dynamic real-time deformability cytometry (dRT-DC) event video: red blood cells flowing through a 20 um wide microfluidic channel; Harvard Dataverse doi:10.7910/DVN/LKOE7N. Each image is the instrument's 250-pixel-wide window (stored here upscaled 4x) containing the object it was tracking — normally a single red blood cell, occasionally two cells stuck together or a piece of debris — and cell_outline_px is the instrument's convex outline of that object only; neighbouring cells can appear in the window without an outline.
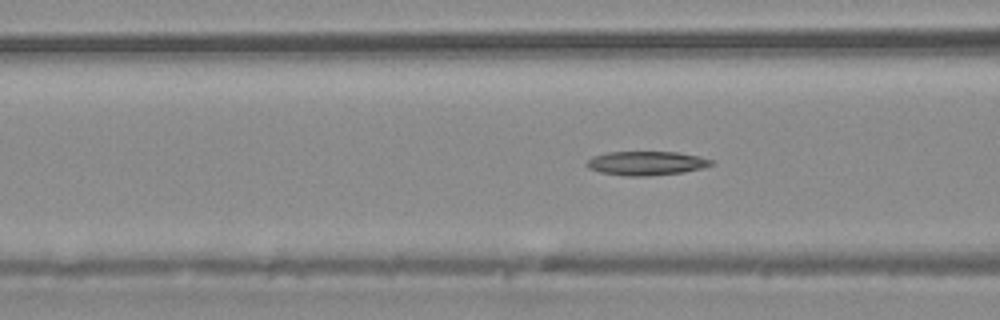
{"species": "common noctule bat (a hibernating species)", "species_latin": "Nyctalus noctula", "temperature_condition": "warm", "stored_images_in_passage": 7, "camera_frame_rate_fps": 3000, "um_per_image_px": 0.085, "animal": {"sex": "male", "body_mass_g": 20.4}, "frame": {"image": 1, "passage_image": 7, "time_ms": 8.0, "image_size_px": [1000, 320], "cell_outline_px": [[716, 164], [684, 172], [644, 176], [628, 176], [600, 172], [588, 168], [584, 164], [592, 156], [608, 152], [676, 152], [700, 156], [712, 160]], "centroid_in_image_um": [54.93, 13.87], "position_along_channel_um": 111.7, "area_um2": 17.4}}